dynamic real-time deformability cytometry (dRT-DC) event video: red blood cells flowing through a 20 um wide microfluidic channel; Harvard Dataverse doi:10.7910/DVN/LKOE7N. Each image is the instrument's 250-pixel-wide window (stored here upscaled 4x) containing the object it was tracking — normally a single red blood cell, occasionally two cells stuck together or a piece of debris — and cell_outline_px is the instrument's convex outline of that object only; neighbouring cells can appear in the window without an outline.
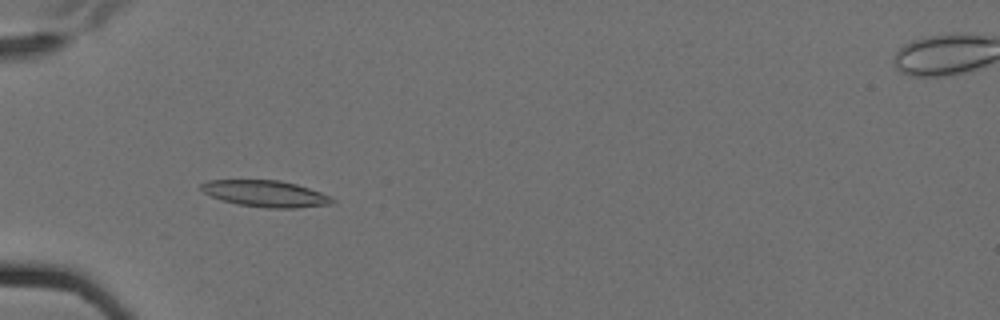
{"species": "Egyptian fruit bat (a non-hibernating species)", "species_latin": "Rousettus aegyptiacus", "temperature_condition": "cold", "stored_images_in_passage": 7, "camera_frame_rate_fps": 3000, "um_per_image_px": 0.085, "animal": {"sex": "female"}, "frame": {"image": 1, "passage_image": 6, "time_ms": 1.667, "image_size_px": [1000, 320], "cell_outline_px": [[336, 200], [332, 204], [296, 208], [264, 208], [236, 204], [220, 200], [204, 192], [200, 188], [200, 184], [208, 180], [280, 180], [296, 184], [332, 196]], "centroid_in_image_um": [22.58, 16.47], "position_along_channel_um": 62.4, "area_um2": 20.35}}
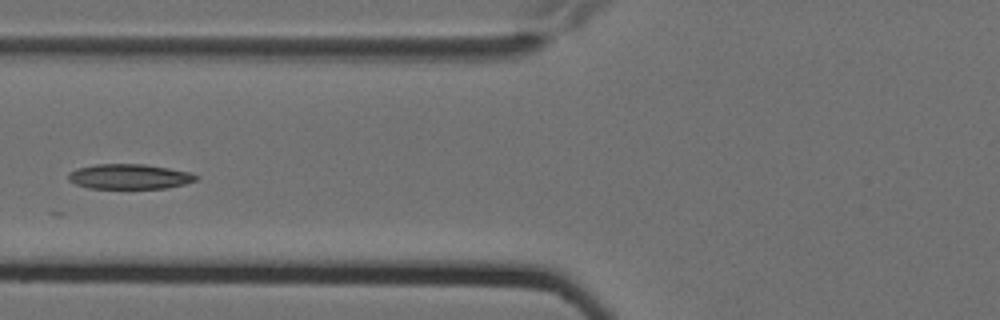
{"frame": {"image": 2, "passage_image": 7, "time_ms": 2.0, "image_size_px": [1000, 320], "cell_outline_px": [[200, 176], [196, 180], [184, 184], [164, 188], [88, 188], [76, 184], [68, 180], [68, 172], [76, 168], [96, 164], [144, 164], [192, 172]], "centroid_in_image_um": [10.99, 15.0], "position_along_channel_um": 114.8, "area_um2": 18.67}}